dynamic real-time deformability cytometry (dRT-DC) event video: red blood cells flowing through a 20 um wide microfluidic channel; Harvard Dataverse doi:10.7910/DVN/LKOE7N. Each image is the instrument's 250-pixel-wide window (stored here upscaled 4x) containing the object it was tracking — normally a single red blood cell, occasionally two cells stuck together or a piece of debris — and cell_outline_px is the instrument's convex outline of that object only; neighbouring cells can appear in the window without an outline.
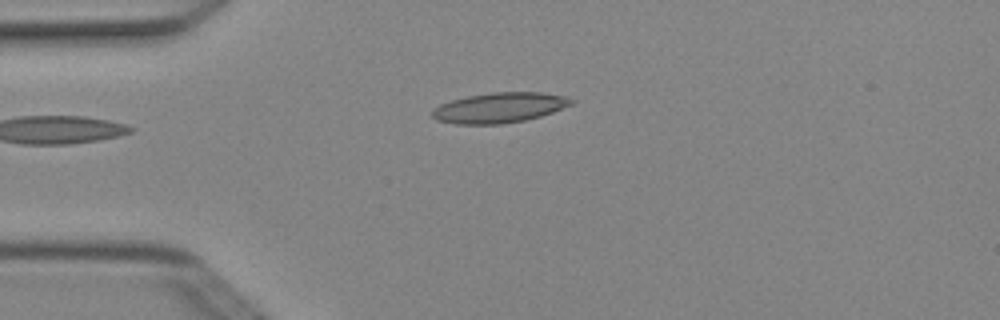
{"species": "Egyptian fruit bat (a non-hibernating species)", "species_latin": "Rousettus aegyptiacus", "temperature_condition": "cold", "stored_images_in_passage": 4, "camera_frame_rate_fps": 3000, "um_per_image_px": 0.085, "animal": {"sex": "female"}, "frame": {"image": 1, "passage_image": 4, "time_ms": 1.0, "image_size_px": [1000, 320], "cell_outline_px": [[576, 100], [572, 104], [552, 112], [540, 116], [524, 120], [500, 124], [456, 124], [436, 120], [432, 116], [432, 108], [440, 104], [452, 100], [468, 96], [492, 92], [540, 92], [564, 96]], "centroid_in_image_um": [42.43, 9.15], "position_along_channel_um": 42.6, "area_um2": 24.39}}